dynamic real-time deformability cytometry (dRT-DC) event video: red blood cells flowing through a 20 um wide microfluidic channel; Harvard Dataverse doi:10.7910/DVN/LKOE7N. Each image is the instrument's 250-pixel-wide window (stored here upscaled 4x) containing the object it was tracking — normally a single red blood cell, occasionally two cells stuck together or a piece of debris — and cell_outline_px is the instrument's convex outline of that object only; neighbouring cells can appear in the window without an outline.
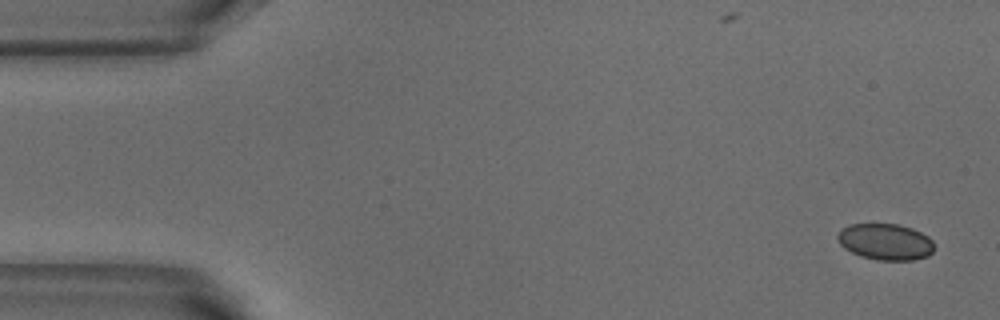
{"species": "common noctule bat (a hibernating species)", "species_latin": "Nyctalus noctula", "temperature_condition": "warm", "stored_images_in_passage": 5, "camera_frame_rate_fps": 3000, "um_per_image_px": 0.085, "animal": {"sex": "male", "body_mass_g": 18.8}, "frame": {"image": 1, "passage_image": 1, "time_ms": 0.0, "image_size_px": [1000, 320], "cell_outline_px": [[932, 252], [928, 256], [916, 260], [876, 260], [860, 256], [844, 248], [840, 244], [836, 236], [848, 224], [900, 224], [912, 228], [928, 236], [932, 240]], "centroid_in_image_um": [75.26, 20.55], "position_along_channel_um": 9.7, "area_um2": 20.46}}
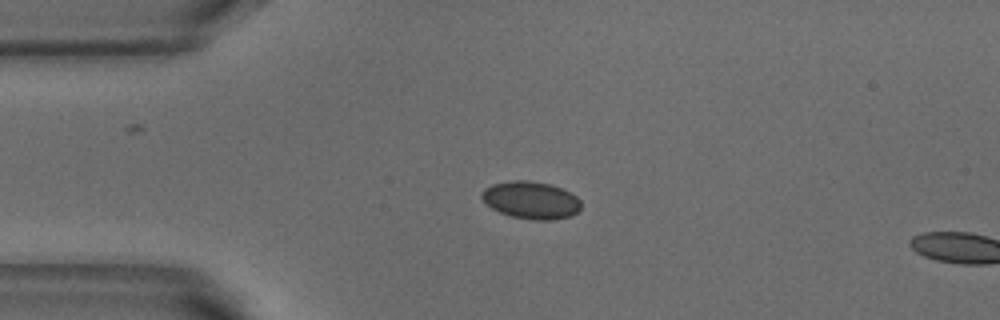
{"frame": {"image": 2, "passage_image": 4, "time_ms": 1.0, "image_size_px": [1000, 320], "cell_outline_px": [[580, 208], [572, 216], [552, 220], [532, 220], [512, 216], [500, 212], [492, 208], [480, 196], [480, 192], [484, 188], [492, 184], [512, 180], [528, 180], [548, 184], [564, 188], [576, 196], [580, 200]], "centroid_in_image_um": [45.14, 17.0], "position_along_channel_um": 39.9, "area_um2": 21.73}}